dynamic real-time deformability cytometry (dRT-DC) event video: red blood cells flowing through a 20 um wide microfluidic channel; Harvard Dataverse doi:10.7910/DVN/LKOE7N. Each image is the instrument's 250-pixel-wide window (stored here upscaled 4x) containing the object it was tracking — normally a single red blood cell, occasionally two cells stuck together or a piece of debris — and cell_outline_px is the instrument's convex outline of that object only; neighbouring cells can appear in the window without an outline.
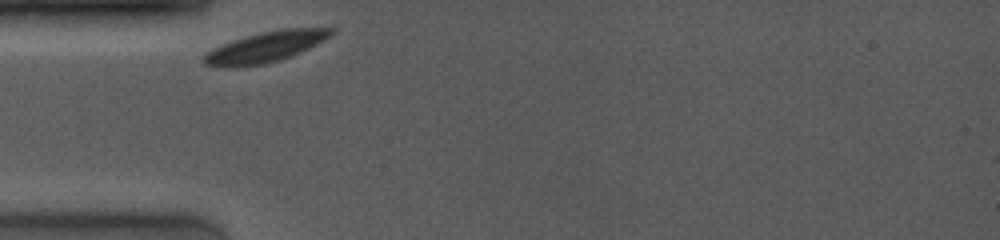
{"species": "common noctule bat (a hibernating species)", "species_latin": "Nyctalus noctula", "temperature_condition": "room temperature", "stored_images_in_passage": 38, "camera_frame_rate_fps": 4000, "um_per_image_px": 0.085, "animal": {"sex": "female", "body_mass_g": 19.0, "forearm_length_mm": 53.3}, "frame": {"image": 1, "passage_image": 1, "time_ms": 0.0, "image_size_px": [1000, 240], "cell_outline_px": [[336, 32], [332, 36], [316, 44], [280, 60], [260, 64], [232, 68], [204, 64], [200, 60], [204, 52], [212, 48], [244, 36], [260, 32], [284, 28], [336, 28]], "centroid_in_image_um": [22.52, 3.98], "position_along_channel_um": 62.5, "area_um2": 22.72}}
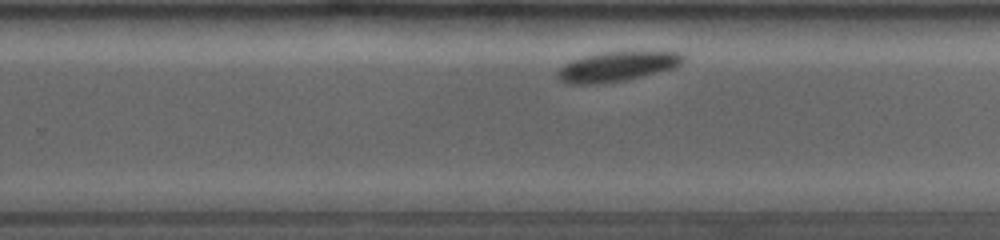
{"frame": {"image": 2, "passage_image": 25, "time_ms": 6.0, "image_size_px": [1000, 240], "cell_outline_px": [[684, 60], [680, 64], [672, 68], [624, 80], [604, 84], [564, 84], [556, 76], [556, 72], [564, 64], [572, 60], [584, 56], [600, 52], [680, 52], [684, 56]], "centroid_in_image_um": [52.37, 5.66], "position_along_channel_um": 277.4, "area_um2": 21.62}}
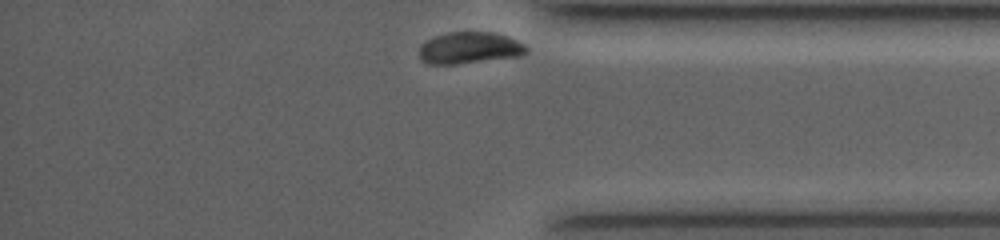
{"frame": {"image": 3, "passage_image": 38, "time_ms": 9.25, "image_size_px": [1000, 240], "cell_outline_px": [[528, 52], [524, 56], [456, 64], [428, 64], [420, 60], [420, 44], [436, 36], [448, 32], [496, 32], [516, 40], [524, 44], [528, 48]], "centroid_in_image_um": [39.94, 4.08], "position_along_channel_um": 395.3, "area_um2": 19.94}, "authors_computed_cell_mechanics": {"area_um2": 22.0507, "velocity_mm_per_s": 3.6177, "shape_relaxation_time_tau1_ms": 1.239, "shape_relaxation_time_tau2_ms": null, "deformation_change_tau1": 0.0785, "deformation_change_tau2": null}}